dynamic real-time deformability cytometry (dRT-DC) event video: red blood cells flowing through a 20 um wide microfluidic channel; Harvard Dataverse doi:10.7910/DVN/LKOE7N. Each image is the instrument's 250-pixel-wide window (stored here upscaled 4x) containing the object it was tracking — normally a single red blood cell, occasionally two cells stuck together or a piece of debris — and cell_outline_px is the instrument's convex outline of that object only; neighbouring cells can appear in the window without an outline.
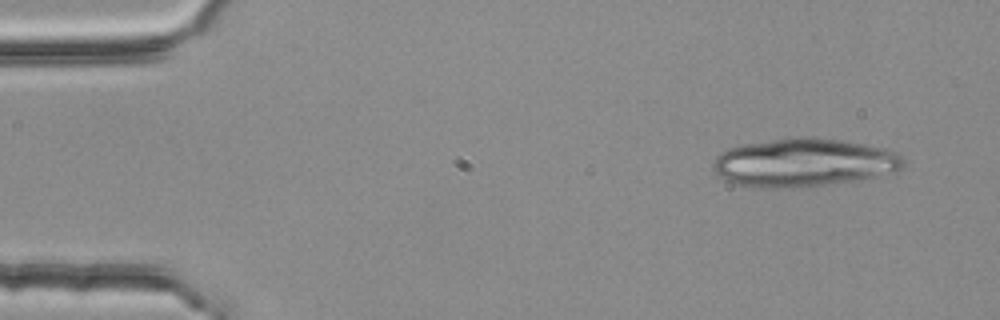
{"species": "common noctule bat (a hibernating species)", "species_latin": "Nyctalus noctula", "temperature_condition": "room temperature", "stored_images_in_passage": 5, "camera_frame_rate_fps": 3000, "um_per_image_px": 0.085, "animal": {"sex": "female", "body_mass_g": 25.1}, "frame": {"image": 1, "passage_image": 5, "time_ms": 1.333, "image_size_px": [1000, 320], "cell_outline_px": [[904, 168], [900, 172], [880, 176], [856, 180], [824, 184], [776, 188], [752, 188], [736, 184], [720, 176], [712, 168], [712, 160], [720, 152], [744, 144], [796, 136], [812, 136], [840, 140], [880, 148], [896, 152], [904, 160]], "centroid_in_image_um": [68.32, 13.82], "position_along_channel_um": 16.7, "area_um2": 53.47}}